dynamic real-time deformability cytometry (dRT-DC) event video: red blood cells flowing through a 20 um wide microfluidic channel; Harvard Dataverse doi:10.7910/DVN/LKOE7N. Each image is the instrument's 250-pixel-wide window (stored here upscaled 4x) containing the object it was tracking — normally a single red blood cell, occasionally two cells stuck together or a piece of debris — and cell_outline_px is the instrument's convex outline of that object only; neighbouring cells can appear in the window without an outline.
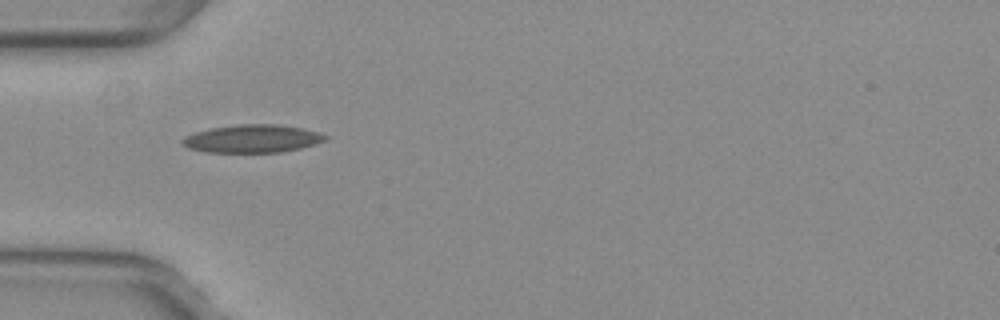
{"species": "common noctule bat (a hibernating species)", "species_latin": "Nyctalus noctula", "temperature_condition": "warm", "stored_images_in_passage": 36, "camera_frame_rate_fps": 3000, "um_per_image_px": 0.085, "animal": {"sex": "female", "body_mass_g": 29.2, "forearm_length_mm": 56.3}, "frame": {"image": 1, "passage_image": 1, "time_ms": 0.0, "image_size_px": [1000, 320], "cell_outline_px": [[328, 136], [324, 140], [316, 144], [300, 148], [280, 152], [208, 152], [188, 148], [180, 140], [184, 136], [196, 132], [212, 128], [240, 124], [276, 124], [300, 128], [320, 132]], "centroid_in_image_um": [21.45, 11.78], "position_along_channel_um": 63.5, "area_um2": 23.06}}
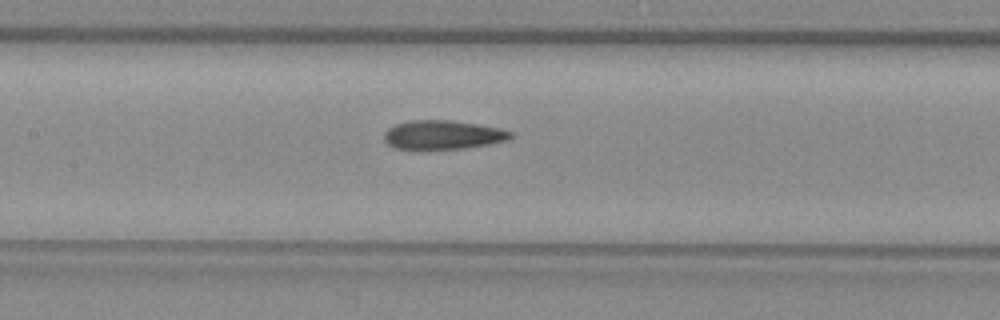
{"frame": {"image": 2, "passage_image": 9, "time_ms": 2.667, "image_size_px": [1000, 320], "cell_outline_px": [[512, 136], [508, 140], [488, 144], [464, 148], [396, 148], [388, 144], [384, 140], [384, 132], [388, 128], [396, 124], [408, 120], [448, 120], [476, 124], [500, 128], [512, 132]], "centroid_in_image_um": [37.63, 11.44], "position_along_channel_um": 169.8, "area_um2": 20.98}}
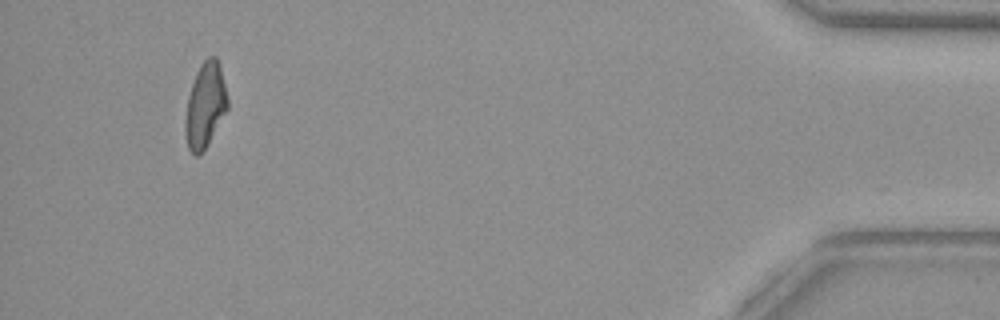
{"frame": {"image": 3, "passage_image": 33, "time_ms": 10.667, "image_size_px": [1000, 320], "cell_outline_px": [[228, 108], [204, 148], [196, 156], [188, 148], [184, 128], [184, 120], [188, 96], [196, 72], [200, 64], [208, 56], [216, 56], [220, 64], [228, 100]], "centroid_in_image_um": [17.43, 8.89], "position_along_channel_um": 417.8, "area_um2": 20.63}, "authors_computed_cell_mechanics": {"area_um2": 21.3282, "velocity_mm_per_s": 4.0232, "shape_relaxation_time_tau1_ms": null, "shape_relaxation_time_tau2_ms": 2.9585, "deformation_change_tau1": null, "deformation_change_tau2": 0.1113}}